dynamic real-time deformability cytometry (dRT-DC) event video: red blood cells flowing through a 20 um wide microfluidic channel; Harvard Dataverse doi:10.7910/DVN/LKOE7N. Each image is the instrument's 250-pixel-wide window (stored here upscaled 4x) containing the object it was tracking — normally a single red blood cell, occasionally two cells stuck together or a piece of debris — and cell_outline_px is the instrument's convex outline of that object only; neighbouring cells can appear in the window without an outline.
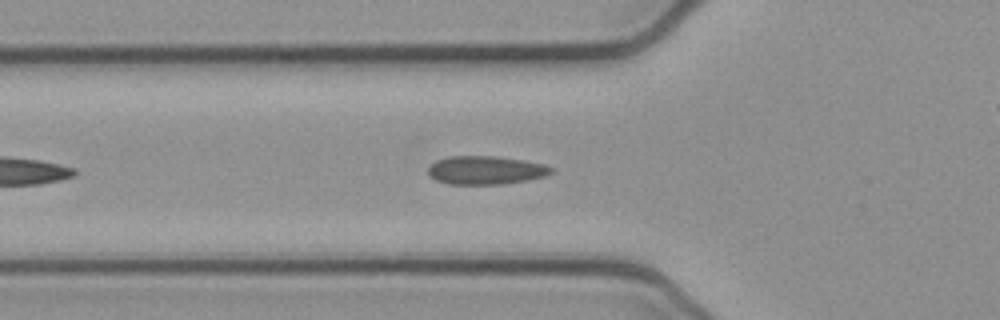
{"species": "common noctule bat (a hibernating species)", "species_latin": "Nyctalus noctula", "temperature_condition": "cold", "stored_images_in_passage": 27, "camera_frame_rate_fps": 3000, "um_per_image_px": 0.085, "animal": {"sex": "female", "body_mass_g": 21.9}, "frame": {"image": 1, "passage_image": 7, "time_ms": 2.0, "image_size_px": [1000, 320], "cell_outline_px": [[552, 172], [544, 176], [528, 180], [504, 184], [448, 184], [436, 180], [428, 176], [428, 168], [436, 160], [448, 156], [500, 156], [544, 164], [552, 168]], "centroid_in_image_um": [41.25, 14.46], "position_along_channel_um": 84.5, "area_um2": 20.46}}
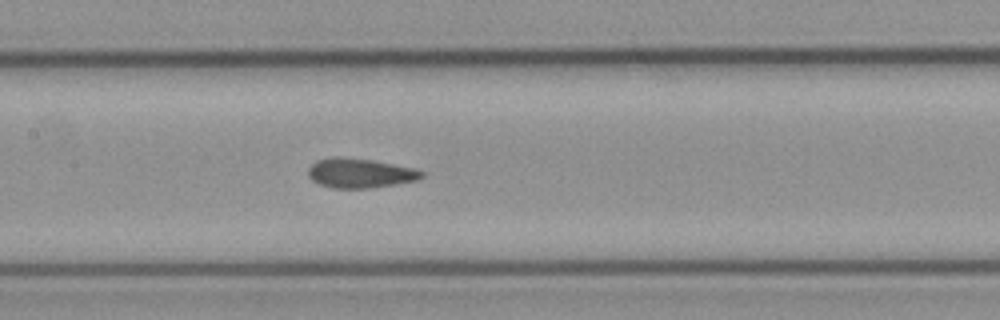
{"frame": {"image": 2, "passage_image": 14, "time_ms": 4.333, "image_size_px": [1000, 320], "cell_outline_px": [[424, 176], [416, 180], [396, 184], [368, 188], [332, 188], [320, 184], [312, 180], [308, 176], [308, 168], [316, 160], [332, 156], [340, 156], [372, 160], [416, 168], [424, 172]], "centroid_in_image_um": [30.59, 14.7], "position_along_channel_um": 176.8, "area_um2": 19.65}}
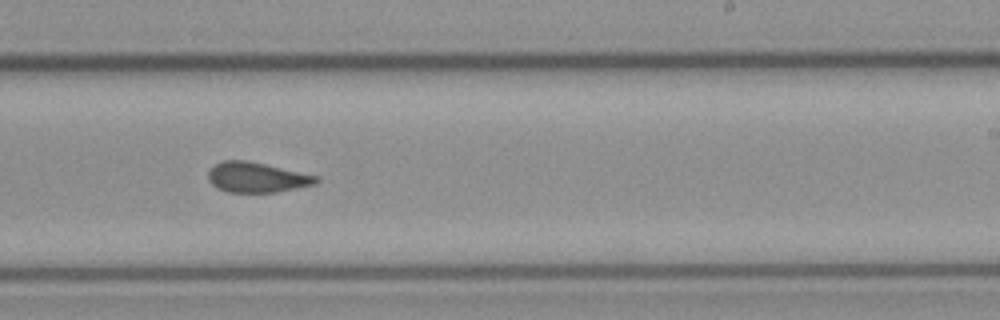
{"frame": {"image": 3, "passage_image": 21, "time_ms": 6.667, "image_size_px": [1000, 320], "cell_outline_px": [[320, 180], [316, 184], [276, 192], [228, 192], [216, 188], [208, 180], [208, 172], [216, 164], [224, 160], [244, 160], [264, 164], [320, 176]], "centroid_in_image_um": [21.84, 15.08], "position_along_channel_um": 267.2, "area_um2": 18.9}}